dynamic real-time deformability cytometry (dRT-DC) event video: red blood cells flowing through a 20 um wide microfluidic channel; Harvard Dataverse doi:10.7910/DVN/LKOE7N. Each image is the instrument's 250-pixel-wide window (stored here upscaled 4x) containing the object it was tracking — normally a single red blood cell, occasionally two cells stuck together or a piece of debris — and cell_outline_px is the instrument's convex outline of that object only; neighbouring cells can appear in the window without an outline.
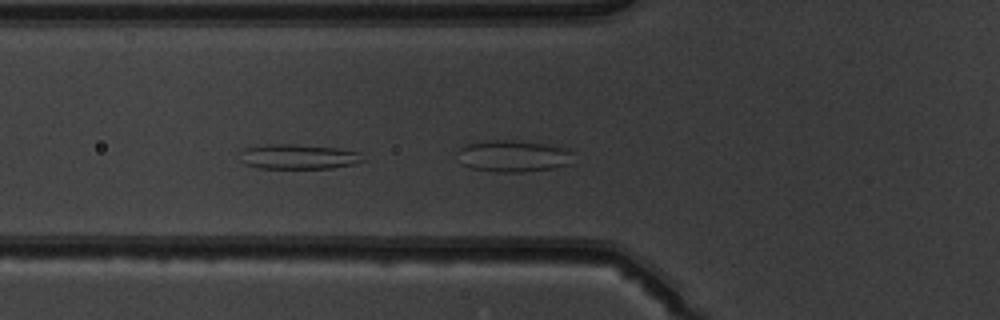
{"species": "common noctule bat (a hibernating species)", "species_latin": "Nyctalus noctula", "temperature_condition": "warm", "stored_images_in_passage": 46, "camera_frame_rate_fps": 3000, "um_per_image_px": 0.085, "animal": {"sex": "male", "body_mass_g": 19.5, "forearm_length_mm": 54.6}, "frame": {"image": 1, "passage_image": 15, "time_ms": 4.667, "image_size_px": [1000, 320], "cell_outline_px": [[368, 160], [356, 164], [332, 168], [260, 168], [244, 164], [240, 160], [236, 152], [244, 148], [268, 144], [296, 144], [336, 148], [360, 152]], "centroid_in_image_um": [25.35, 13.32], "position_along_channel_um": 100.4, "area_um2": 18.26}}
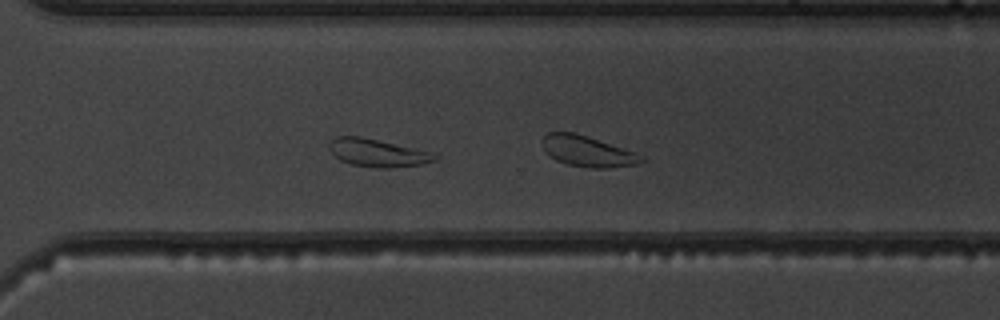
{"frame": {"image": 2, "passage_image": 33, "time_ms": 10.667, "image_size_px": [1000, 320], "cell_outline_px": [[440, 156], [436, 160], [424, 164], [392, 168], [376, 168], [352, 164], [340, 160], [328, 148], [328, 144], [336, 136], [360, 136], [432, 152]], "centroid_in_image_um": [32.12, 13.0], "position_along_channel_um": 338.5, "area_um2": 17.11}}
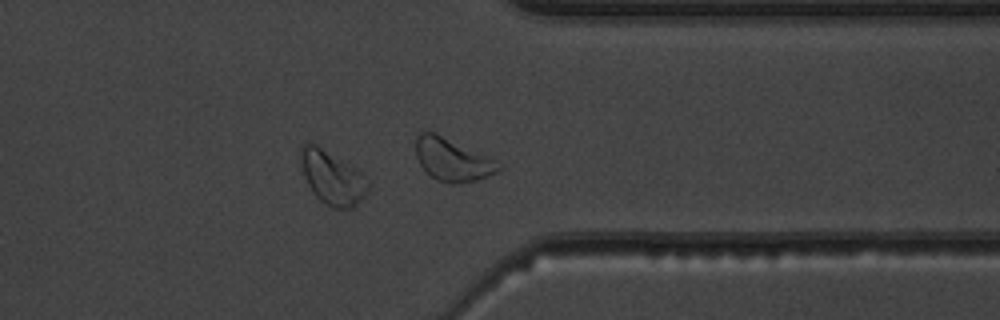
{"frame": {"image": 3, "passage_image": 37, "time_ms": 12.0, "image_size_px": [1000, 320], "cell_outline_px": [[368, 192], [352, 208], [332, 208], [320, 200], [312, 192], [304, 176], [300, 164], [300, 144], [308, 140], [316, 144], [356, 168], [368, 180]], "centroid_in_image_um": [28.2, 15.06], "position_along_channel_um": 383.2, "area_um2": 21.15}, "authors_computed_cell_mechanics": {"area_um2": 21.3282, "velocity_mm_per_s": 3.9641, "shape_relaxation_time_tau1_ms": 6.3933, "shape_relaxation_time_tau2_ms": 8.623, "deformation_change_tau1": 0.1442, "deformation_change_tau2": 0.1511}}